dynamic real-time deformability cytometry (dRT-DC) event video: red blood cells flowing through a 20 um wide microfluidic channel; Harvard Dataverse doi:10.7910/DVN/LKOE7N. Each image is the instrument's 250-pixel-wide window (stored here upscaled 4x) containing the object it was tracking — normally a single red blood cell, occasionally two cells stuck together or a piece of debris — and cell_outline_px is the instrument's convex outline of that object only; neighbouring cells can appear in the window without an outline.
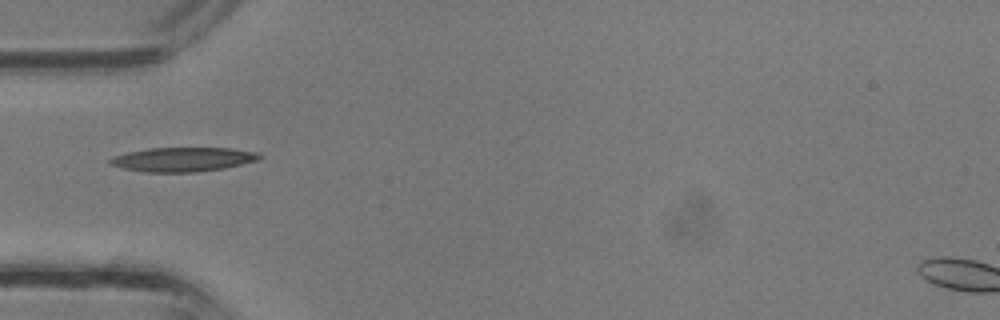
{"species": "common noctule bat (a hibernating species)", "species_latin": "Nyctalus noctula", "temperature_condition": "room temperature", "stored_images_in_passage": 25, "camera_frame_rate_fps": 3000, "um_per_image_px": 0.085, "animal": {"sex": "male", "body_mass_g": 13.3}, "frame": {"image": 1, "passage_image": 1, "time_ms": 0.0, "image_size_px": [1000, 320], "cell_outline_px": [[264, 156], [260, 160], [224, 168], [196, 172], [144, 172], [124, 168], [108, 164], [108, 160], [112, 156], [128, 152], [148, 148], [228, 148], [260, 152]], "centroid_in_image_um": [15.57, 13.54], "position_along_channel_um": 69.4, "area_um2": 21.27}}
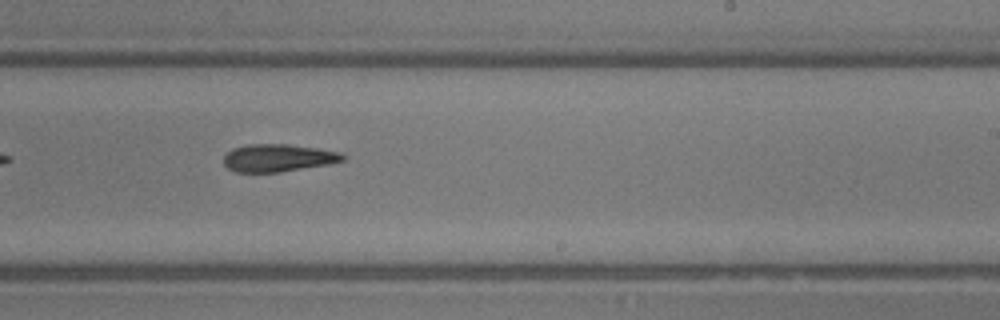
{"frame": {"image": 2, "passage_image": 11, "time_ms": 3.333, "image_size_px": [1000, 320], "cell_outline_px": [[348, 156], [344, 160], [328, 164], [280, 172], [236, 172], [228, 168], [224, 164], [224, 156], [232, 148], [248, 144], [288, 144], [316, 148], [340, 152]], "centroid_in_image_um": [23.64, 13.42], "position_along_channel_um": 265.4, "area_um2": 19.13}}
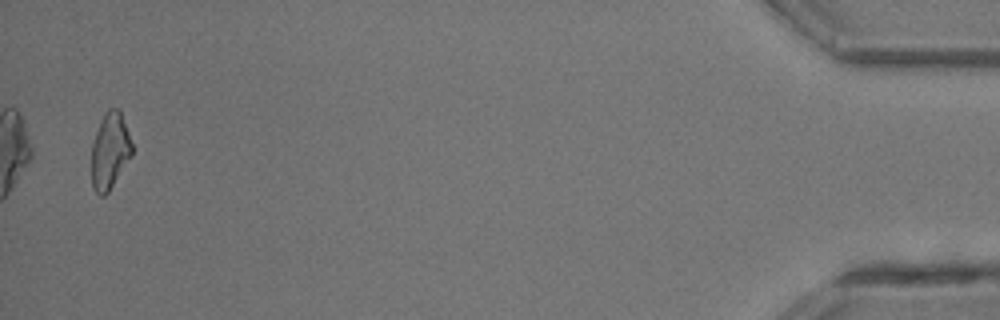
{"frame": {"image": 3, "passage_image": 24, "time_ms": 7.667, "image_size_px": [1000, 320], "cell_outline_px": [[132, 156], [108, 192], [104, 196], [100, 196], [96, 192], [92, 184], [92, 144], [100, 120], [104, 112], [108, 108], [116, 108], [120, 112], [128, 132], [132, 144]], "centroid_in_image_um": [9.34, 12.83], "position_along_channel_um": 425.9, "area_um2": 17.86}}